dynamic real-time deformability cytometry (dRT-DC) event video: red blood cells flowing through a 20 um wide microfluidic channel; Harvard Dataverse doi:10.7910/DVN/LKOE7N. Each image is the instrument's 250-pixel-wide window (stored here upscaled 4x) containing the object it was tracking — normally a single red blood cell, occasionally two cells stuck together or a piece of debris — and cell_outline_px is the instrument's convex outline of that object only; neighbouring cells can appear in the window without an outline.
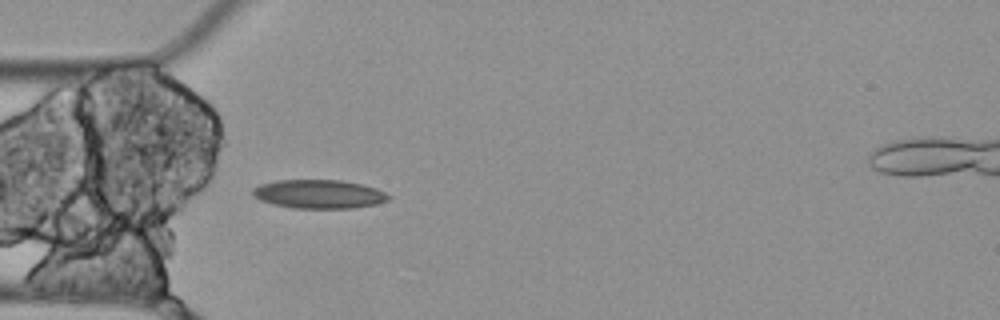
{"species": "Egyptian fruit bat (a non-hibernating species)", "species_latin": "Rousettus aegyptiacus", "temperature_condition": "cold", "stored_images_in_passage": 4, "camera_frame_rate_fps": 3000, "um_per_image_px": 0.085, "animal": {"sex": "female"}, "frame": {"image": 1, "passage_image": 3, "time_ms": 0.667, "image_size_px": [1000, 320], "cell_outline_px": [[392, 196], [388, 200], [376, 204], [352, 208], [292, 208], [272, 204], [260, 200], [252, 196], [252, 188], [260, 184], [276, 180], [340, 180], [360, 184], [376, 188]], "centroid_in_image_um": [27.07, 16.5], "position_along_channel_um": 57.9, "area_um2": 22.83}}